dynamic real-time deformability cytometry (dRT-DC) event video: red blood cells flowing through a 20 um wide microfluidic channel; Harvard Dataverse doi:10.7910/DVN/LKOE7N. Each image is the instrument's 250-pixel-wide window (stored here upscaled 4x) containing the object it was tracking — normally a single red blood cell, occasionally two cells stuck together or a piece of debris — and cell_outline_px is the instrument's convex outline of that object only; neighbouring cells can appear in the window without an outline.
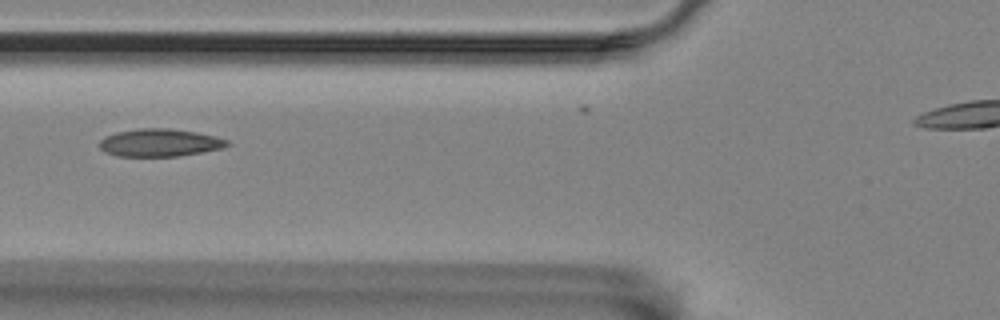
{"species": "Egyptian fruit bat (a non-hibernating species)", "species_latin": "Rousettus aegyptiacus", "temperature_condition": "room temperature", "stored_images_in_passage": 8, "segment_of_instrument_passage": [1, 2], "camera_frame_rate_fps": 3000, "um_per_image_px": 0.085, "animal": {"sex": "female"}, "frame": {"image": 1, "passage_image": 2, "time_ms": 1.333, "image_size_px": [1000, 320], "cell_outline_px": [[232, 144], [224, 148], [176, 156], [116, 156], [104, 152], [100, 148], [100, 140], [104, 136], [116, 132], [140, 128], [168, 128], [196, 132], [216, 136], [228, 140]], "centroid_in_image_um": [13.58, 12.12], "position_along_channel_um": 112.2, "area_um2": 20.69}}
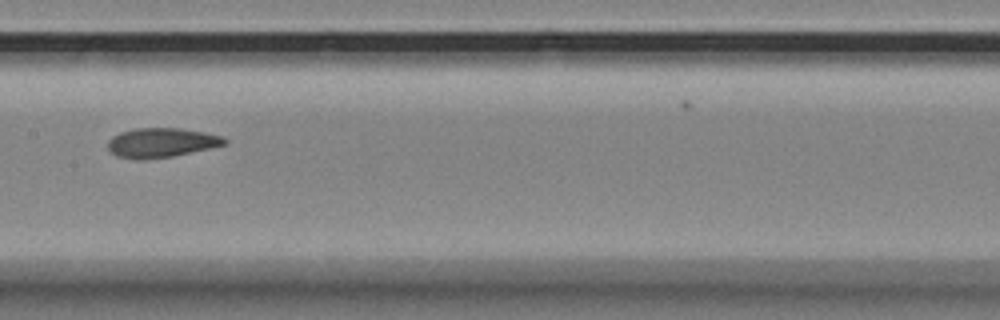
{"frame": {"image": 2, "passage_image": 4, "time_ms": 3.667, "image_size_px": [1000, 320], "cell_outline_px": [[228, 144], [172, 156], [144, 160], [136, 160], [116, 156], [108, 148], [108, 140], [112, 136], [120, 132], [136, 128], [180, 128], [204, 132], [224, 136], [228, 140]], "centroid_in_image_um": [13.72, 12.13], "position_along_channel_um": 193.7, "area_um2": 20.17}}
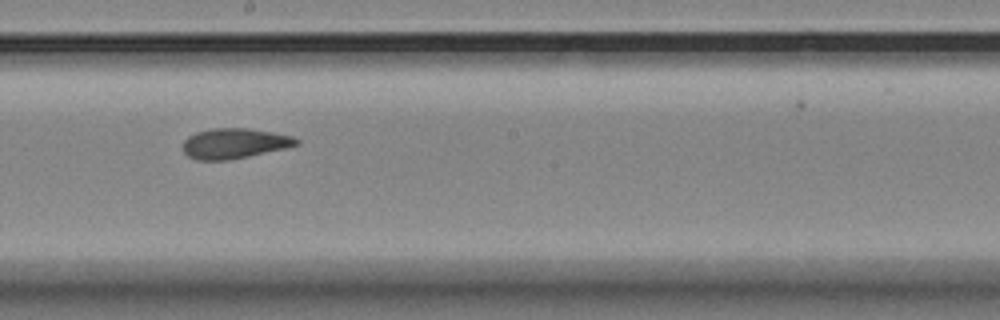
{"frame": {"image": 3, "passage_image": 5, "time_ms": 4.667, "image_size_px": [1000, 320], "cell_outline_px": [[300, 144], [288, 148], [228, 160], [196, 160], [188, 156], [184, 152], [180, 144], [188, 136], [196, 132], [212, 128], [248, 128], [272, 132], [292, 136], [300, 140]], "centroid_in_image_um": [19.91, 12.19], "position_along_channel_um": 228.3, "area_um2": 20.23}}